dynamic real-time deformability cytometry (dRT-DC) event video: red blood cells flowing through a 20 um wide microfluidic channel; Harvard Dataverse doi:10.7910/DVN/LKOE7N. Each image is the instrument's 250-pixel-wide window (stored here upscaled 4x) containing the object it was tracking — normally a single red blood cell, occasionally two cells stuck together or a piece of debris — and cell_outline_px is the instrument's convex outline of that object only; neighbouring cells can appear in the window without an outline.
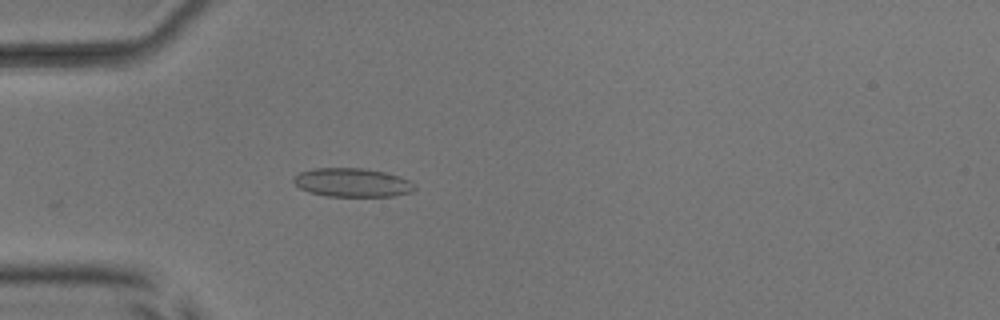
{"species": "common noctule bat (a hibernating species)", "species_latin": "Nyctalus noctula", "temperature_condition": "room temperature", "stored_images_in_passage": 30, "camera_frame_rate_fps": 3000, "um_per_image_px": 0.085, "animal": {"sex": "male", "body_mass_g": 17.9, "forearm_length_mm": 54.2}, "frame": {"image": 1, "passage_image": 1, "time_ms": 0.0, "image_size_px": [1000, 320], "cell_outline_px": [[416, 188], [412, 192], [392, 196], [324, 196], [308, 192], [300, 188], [292, 180], [292, 176], [300, 172], [312, 168], [364, 168], [384, 172], [400, 176], [408, 180]], "centroid_in_image_um": [29.9, 15.51], "position_along_channel_um": 55.1, "area_um2": 20.35}}
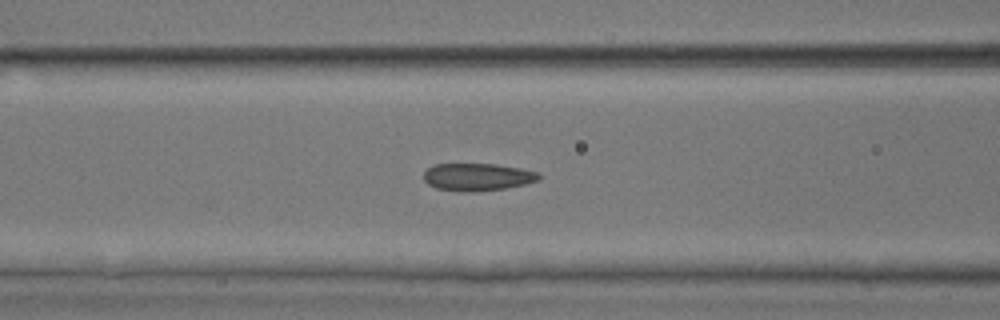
{"frame": {"image": 2, "passage_image": 7, "time_ms": 2.0, "image_size_px": [1000, 320], "cell_outline_px": [[540, 180], [528, 184], [508, 188], [472, 192], [468, 192], [436, 188], [428, 184], [424, 180], [424, 172], [432, 164], [496, 164], [520, 168], [540, 172]], "centroid_in_image_um": [40.63, 15.04], "position_along_channel_um": 126.0, "area_um2": 18.67}}
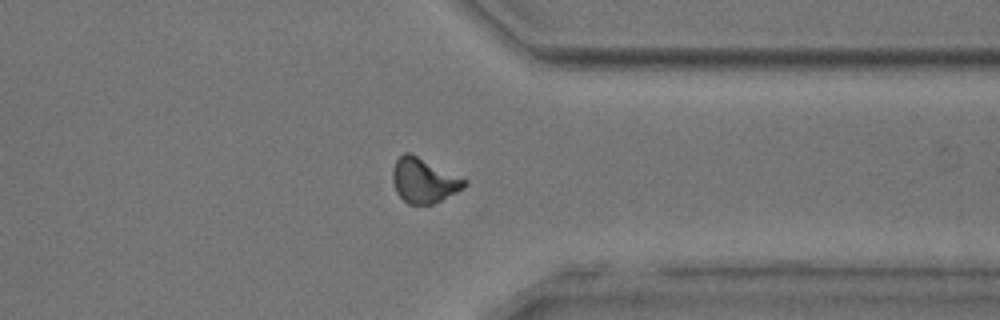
{"frame": {"image": 3, "passage_image": 26, "time_ms": 8.333, "image_size_px": [1000, 320], "cell_outline_px": [[468, 184], [464, 188], [432, 204], [408, 204], [396, 192], [392, 180], [392, 168], [396, 160], [404, 152], [412, 152], [468, 180]], "centroid_in_image_um": [36.02, 15.31], "position_along_channel_um": 375.4, "area_um2": 18.9}, "authors_computed_cell_mechanics": {"area_um2": 18.3804, "velocity_mm_per_s": 3.9882, "shape_relaxation_time_tau1_ms": 4.3181, "shape_relaxation_time_tau2_ms": 1.1341, "deformation_change_tau1": 0.1294, "deformation_change_tau2": 0.0709}}